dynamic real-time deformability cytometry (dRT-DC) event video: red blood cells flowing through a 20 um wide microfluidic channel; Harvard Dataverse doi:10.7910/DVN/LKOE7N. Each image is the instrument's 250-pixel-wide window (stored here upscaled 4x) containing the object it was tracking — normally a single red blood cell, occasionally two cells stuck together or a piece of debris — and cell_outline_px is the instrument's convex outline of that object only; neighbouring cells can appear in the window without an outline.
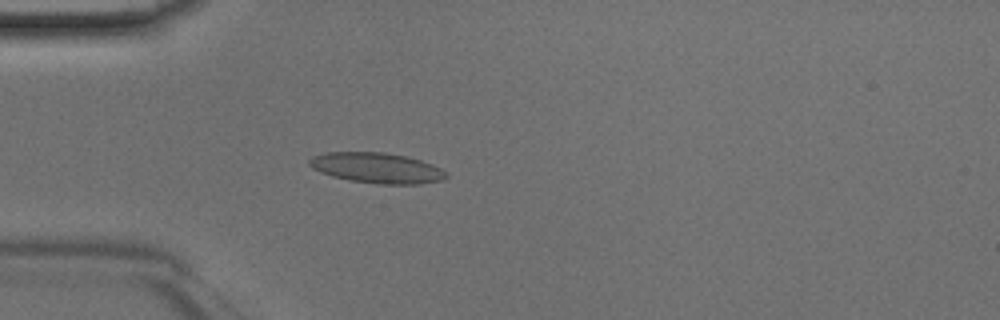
{"species": "Egyptian fruit bat (a non-hibernating species)", "species_latin": "Rousettus aegyptiacus", "temperature_condition": "room temperature", "stored_images_in_passage": 46, "camera_frame_rate_fps": 3000, "um_per_image_px": 0.085, "animal": {"sex": "male"}, "frame": {"image": 1, "passage_image": 13, "time_ms": 4.0, "image_size_px": [1000, 320], "cell_outline_px": [[448, 176], [444, 180], [420, 184], [376, 184], [348, 180], [332, 176], [320, 172], [312, 168], [308, 164], [308, 160], [312, 156], [324, 152], [384, 152], [404, 156], [420, 160], [432, 164], [448, 172]], "centroid_in_image_um": [32.02, 14.28], "position_along_channel_um": 53.0, "area_um2": 24.51}}
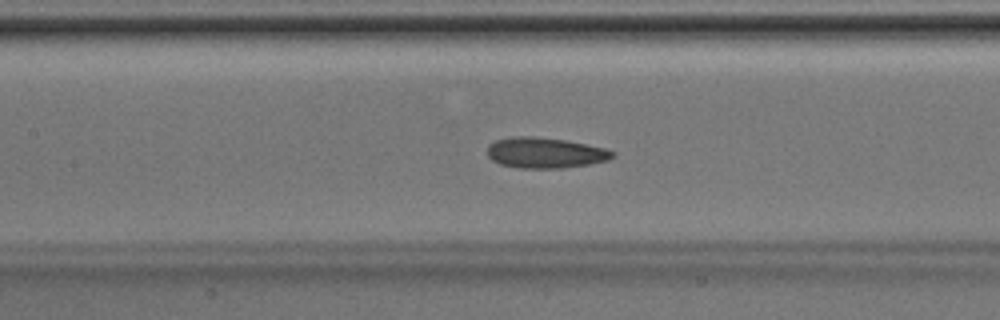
{"frame": {"image": 2, "passage_image": 21, "time_ms": 6.667, "image_size_px": [1000, 320], "cell_outline_px": [[616, 156], [608, 160], [588, 164], [560, 168], [520, 168], [500, 164], [492, 160], [488, 156], [488, 144], [496, 140], [512, 136], [536, 136], [564, 140], [604, 148], [616, 152]], "centroid_in_image_um": [46.32, 12.98], "position_along_channel_um": 161.1, "area_um2": 22.31}}
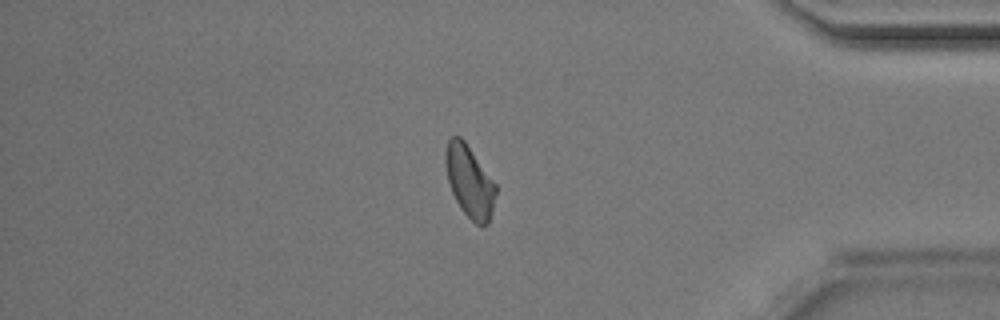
{"frame": {"image": 3, "passage_image": 39, "time_ms": 12.667, "image_size_px": [1000, 320], "cell_outline_px": [[496, 192], [488, 224], [480, 228], [460, 208], [452, 192], [448, 180], [444, 160], [444, 152], [448, 140], [452, 136], [460, 136], [464, 140], [496, 184]], "centroid_in_image_um": [39.89, 15.41], "position_along_channel_um": 395.3, "area_um2": 20.92}}